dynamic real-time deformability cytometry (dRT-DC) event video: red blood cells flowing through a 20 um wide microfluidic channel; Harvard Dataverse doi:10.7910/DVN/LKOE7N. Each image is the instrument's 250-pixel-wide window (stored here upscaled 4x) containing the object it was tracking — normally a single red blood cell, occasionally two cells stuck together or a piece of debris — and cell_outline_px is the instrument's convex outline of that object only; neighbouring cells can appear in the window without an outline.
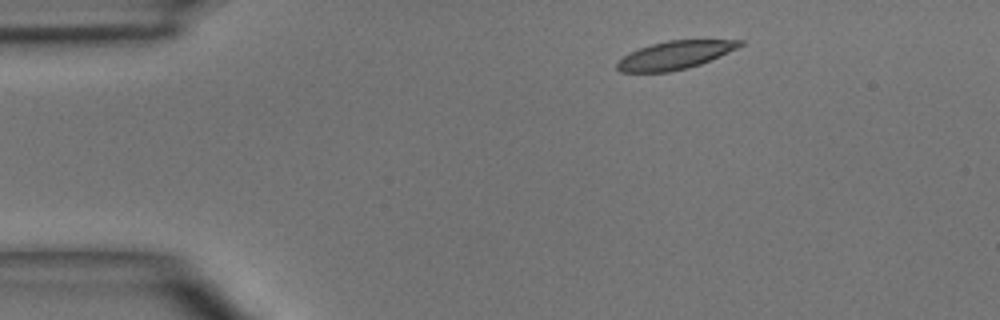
{"species": "common noctule bat (a hibernating species)", "species_latin": "Nyctalus noctula", "temperature_condition": "room temperature", "stored_images_in_passage": 4, "camera_frame_rate_fps": 3000, "um_per_image_px": 0.085, "animal": {"sex": "male", "body_mass_g": 15.6}, "frame": {"image": 1, "passage_image": 1, "time_ms": 0.0, "image_size_px": [1000, 320], "cell_outline_px": [[744, 44], [720, 56], [700, 64], [688, 68], [668, 72], [620, 72], [616, 68], [616, 64], [624, 56], [640, 48], [652, 44], [668, 40], [744, 40]], "centroid_in_image_um": [57.37, 4.69], "position_along_channel_um": 27.6, "area_um2": 19.88}}
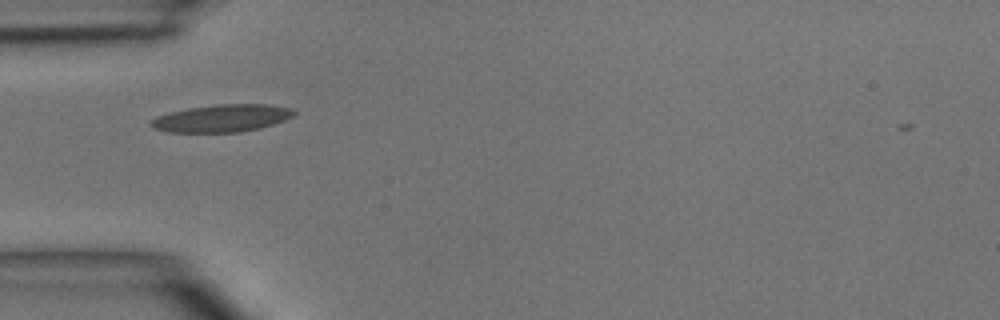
{"frame": {"image": 2, "passage_image": 3, "time_ms": 2.333, "image_size_px": [1000, 320], "cell_outline_px": [[296, 112], [292, 116], [284, 120], [260, 128], [240, 132], [168, 132], [152, 128], [148, 124], [156, 116], [168, 112], [188, 108], [216, 104], [264, 104], [292, 108]], "centroid_in_image_um": [18.81, 10.05], "position_along_channel_um": 66.2, "area_um2": 22.89}}
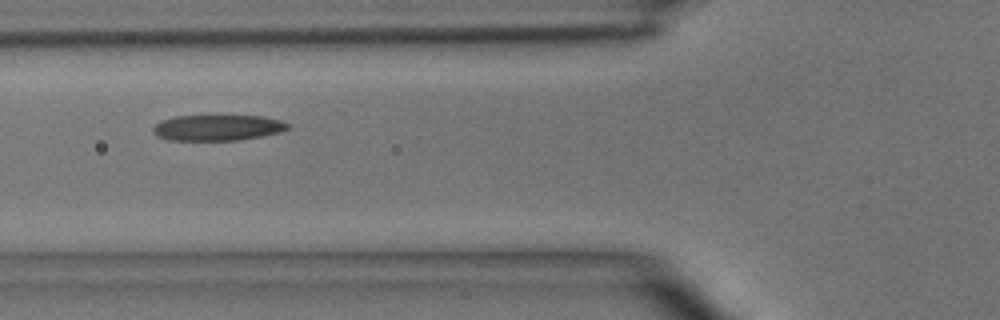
{"frame": {"image": 3, "passage_image": 4, "time_ms": 3.333, "image_size_px": [1000, 320], "cell_outline_px": [[292, 128], [280, 132], [240, 140], [168, 140], [156, 136], [152, 132], [152, 128], [160, 120], [176, 116], [260, 116], [280, 120], [292, 124]], "centroid_in_image_um": [18.5, 10.85], "position_along_channel_um": 107.3, "area_um2": 20.4}}